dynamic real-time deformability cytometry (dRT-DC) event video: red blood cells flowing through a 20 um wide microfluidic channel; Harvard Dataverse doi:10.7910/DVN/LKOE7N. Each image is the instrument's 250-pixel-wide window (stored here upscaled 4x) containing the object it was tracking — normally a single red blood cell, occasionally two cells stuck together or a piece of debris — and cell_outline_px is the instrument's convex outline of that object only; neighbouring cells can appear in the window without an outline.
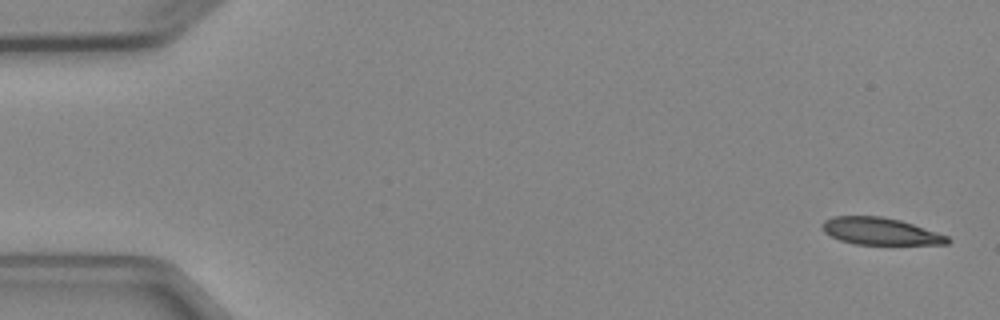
{"species": "Egyptian fruit bat (a non-hibernating species)", "species_latin": "Rousettus aegyptiacus", "temperature_condition": "cold", "stored_images_in_passage": 5, "camera_frame_rate_fps": 3000, "um_per_image_px": 0.085, "animal": {"sex": "female"}, "frame": {"image": 1, "passage_image": 1, "time_ms": 0.0, "image_size_px": [1000, 320], "cell_outline_px": [[952, 240], [948, 244], [856, 244], [840, 240], [824, 232], [820, 228], [820, 224], [824, 220], [832, 216], [880, 216], [900, 220], [948, 236]], "centroid_in_image_um": [74.78, 19.65], "position_along_channel_um": 10.2, "area_um2": 19.71}}
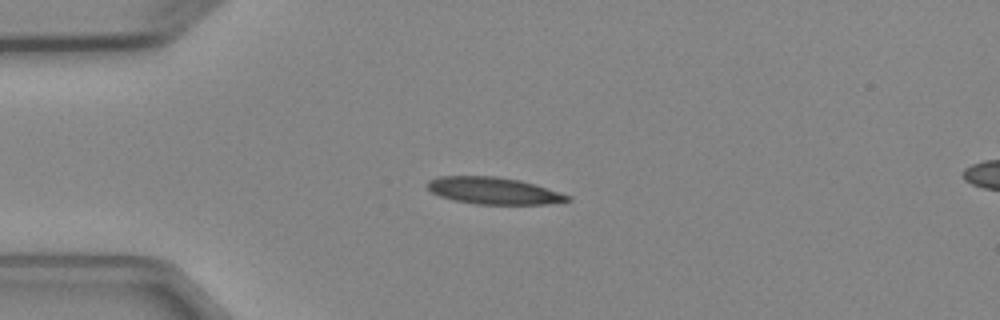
{"frame": {"image": 2, "passage_image": 4, "time_ms": 3.667, "image_size_px": [1000, 320], "cell_outline_px": [[572, 200], [548, 204], [476, 204], [452, 200], [440, 196], [432, 192], [424, 184], [428, 180], [440, 176], [496, 176], [520, 180], [536, 184], [572, 196]], "centroid_in_image_um": [41.96, 16.21], "position_along_channel_um": 43.0, "area_um2": 22.2}}